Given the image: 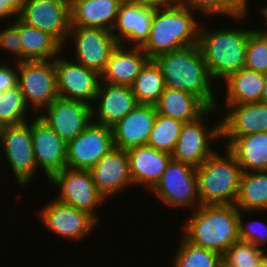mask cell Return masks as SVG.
Listing matches in <instances>:
<instances>
[{
  "label": "cell",
  "mask_w": 267,
  "mask_h": 267,
  "mask_svg": "<svg viewBox=\"0 0 267 267\" xmlns=\"http://www.w3.org/2000/svg\"><path fill=\"white\" fill-rule=\"evenodd\" d=\"M160 115L183 123L197 120L209 107L195 94L166 87L154 104Z\"/></svg>",
  "instance_id": "obj_27"
},
{
  "label": "cell",
  "mask_w": 267,
  "mask_h": 267,
  "mask_svg": "<svg viewBox=\"0 0 267 267\" xmlns=\"http://www.w3.org/2000/svg\"><path fill=\"white\" fill-rule=\"evenodd\" d=\"M155 9L135 0H123L112 29L117 42L124 46L128 41L133 43L132 47H143L150 37Z\"/></svg>",
  "instance_id": "obj_18"
},
{
  "label": "cell",
  "mask_w": 267,
  "mask_h": 267,
  "mask_svg": "<svg viewBox=\"0 0 267 267\" xmlns=\"http://www.w3.org/2000/svg\"><path fill=\"white\" fill-rule=\"evenodd\" d=\"M68 38L74 43V60L99 74L119 45L112 31L102 28L71 26Z\"/></svg>",
  "instance_id": "obj_12"
},
{
  "label": "cell",
  "mask_w": 267,
  "mask_h": 267,
  "mask_svg": "<svg viewBox=\"0 0 267 267\" xmlns=\"http://www.w3.org/2000/svg\"><path fill=\"white\" fill-rule=\"evenodd\" d=\"M217 110L218 108H209L197 120L183 124L179 139L171 153L173 160L197 168L215 152L210 141H215L218 137L221 139V122L208 130L204 119L212 114V111Z\"/></svg>",
  "instance_id": "obj_8"
},
{
  "label": "cell",
  "mask_w": 267,
  "mask_h": 267,
  "mask_svg": "<svg viewBox=\"0 0 267 267\" xmlns=\"http://www.w3.org/2000/svg\"><path fill=\"white\" fill-rule=\"evenodd\" d=\"M130 175L133 184L145 185L151 191L159 182L168 163L172 159L171 154L156 150L148 145L134 147L127 150Z\"/></svg>",
  "instance_id": "obj_24"
},
{
  "label": "cell",
  "mask_w": 267,
  "mask_h": 267,
  "mask_svg": "<svg viewBox=\"0 0 267 267\" xmlns=\"http://www.w3.org/2000/svg\"><path fill=\"white\" fill-rule=\"evenodd\" d=\"M147 7L162 9L173 8L180 5L181 0H135Z\"/></svg>",
  "instance_id": "obj_42"
},
{
  "label": "cell",
  "mask_w": 267,
  "mask_h": 267,
  "mask_svg": "<svg viewBox=\"0 0 267 267\" xmlns=\"http://www.w3.org/2000/svg\"><path fill=\"white\" fill-rule=\"evenodd\" d=\"M259 267H267V254L265 253L261 262H260V265Z\"/></svg>",
  "instance_id": "obj_48"
},
{
  "label": "cell",
  "mask_w": 267,
  "mask_h": 267,
  "mask_svg": "<svg viewBox=\"0 0 267 267\" xmlns=\"http://www.w3.org/2000/svg\"><path fill=\"white\" fill-rule=\"evenodd\" d=\"M179 243L172 267H223L222 255L218 252L195 246L184 237Z\"/></svg>",
  "instance_id": "obj_32"
},
{
  "label": "cell",
  "mask_w": 267,
  "mask_h": 267,
  "mask_svg": "<svg viewBox=\"0 0 267 267\" xmlns=\"http://www.w3.org/2000/svg\"><path fill=\"white\" fill-rule=\"evenodd\" d=\"M38 115L66 143L80 135L92 122V106L81 101L57 97Z\"/></svg>",
  "instance_id": "obj_15"
},
{
  "label": "cell",
  "mask_w": 267,
  "mask_h": 267,
  "mask_svg": "<svg viewBox=\"0 0 267 267\" xmlns=\"http://www.w3.org/2000/svg\"><path fill=\"white\" fill-rule=\"evenodd\" d=\"M49 182L60 190L57 200L91 215L97 222L96 208L105 202L90 170L63 168Z\"/></svg>",
  "instance_id": "obj_7"
},
{
  "label": "cell",
  "mask_w": 267,
  "mask_h": 267,
  "mask_svg": "<svg viewBox=\"0 0 267 267\" xmlns=\"http://www.w3.org/2000/svg\"><path fill=\"white\" fill-rule=\"evenodd\" d=\"M15 16L18 15L8 6L7 3L0 0V21L5 20L6 18L9 19V17L15 18Z\"/></svg>",
  "instance_id": "obj_43"
},
{
  "label": "cell",
  "mask_w": 267,
  "mask_h": 267,
  "mask_svg": "<svg viewBox=\"0 0 267 267\" xmlns=\"http://www.w3.org/2000/svg\"><path fill=\"white\" fill-rule=\"evenodd\" d=\"M17 86L32 113L44 111L58 97L54 60L18 62Z\"/></svg>",
  "instance_id": "obj_6"
},
{
  "label": "cell",
  "mask_w": 267,
  "mask_h": 267,
  "mask_svg": "<svg viewBox=\"0 0 267 267\" xmlns=\"http://www.w3.org/2000/svg\"><path fill=\"white\" fill-rule=\"evenodd\" d=\"M253 31L237 27L214 31L199 28L197 45L213 81L226 80L245 67L248 39Z\"/></svg>",
  "instance_id": "obj_3"
},
{
  "label": "cell",
  "mask_w": 267,
  "mask_h": 267,
  "mask_svg": "<svg viewBox=\"0 0 267 267\" xmlns=\"http://www.w3.org/2000/svg\"><path fill=\"white\" fill-rule=\"evenodd\" d=\"M226 108H224L226 113L220 121L221 136H245L267 132L266 103H244L226 106Z\"/></svg>",
  "instance_id": "obj_22"
},
{
  "label": "cell",
  "mask_w": 267,
  "mask_h": 267,
  "mask_svg": "<svg viewBox=\"0 0 267 267\" xmlns=\"http://www.w3.org/2000/svg\"><path fill=\"white\" fill-rule=\"evenodd\" d=\"M249 0H223V15L242 20L246 17ZM243 17V18H242Z\"/></svg>",
  "instance_id": "obj_41"
},
{
  "label": "cell",
  "mask_w": 267,
  "mask_h": 267,
  "mask_svg": "<svg viewBox=\"0 0 267 267\" xmlns=\"http://www.w3.org/2000/svg\"><path fill=\"white\" fill-rule=\"evenodd\" d=\"M153 104H139L112 128L114 147L129 150L147 145L156 119Z\"/></svg>",
  "instance_id": "obj_21"
},
{
  "label": "cell",
  "mask_w": 267,
  "mask_h": 267,
  "mask_svg": "<svg viewBox=\"0 0 267 267\" xmlns=\"http://www.w3.org/2000/svg\"><path fill=\"white\" fill-rule=\"evenodd\" d=\"M151 191L170 208L171 206L174 208L190 206L191 208L195 205V210L201 205L196 168L173 159L170 160L161 179Z\"/></svg>",
  "instance_id": "obj_9"
},
{
  "label": "cell",
  "mask_w": 267,
  "mask_h": 267,
  "mask_svg": "<svg viewBox=\"0 0 267 267\" xmlns=\"http://www.w3.org/2000/svg\"><path fill=\"white\" fill-rule=\"evenodd\" d=\"M21 61L54 60L62 53V46L52 35L22 22L18 18Z\"/></svg>",
  "instance_id": "obj_28"
},
{
  "label": "cell",
  "mask_w": 267,
  "mask_h": 267,
  "mask_svg": "<svg viewBox=\"0 0 267 267\" xmlns=\"http://www.w3.org/2000/svg\"><path fill=\"white\" fill-rule=\"evenodd\" d=\"M241 212L242 211L239 210L238 213L239 240L243 242L252 243L253 245L258 247H261L266 244L265 242H267V225L264 224V222H259L256 220L247 222L246 224L243 222V214H241Z\"/></svg>",
  "instance_id": "obj_37"
},
{
  "label": "cell",
  "mask_w": 267,
  "mask_h": 267,
  "mask_svg": "<svg viewBox=\"0 0 267 267\" xmlns=\"http://www.w3.org/2000/svg\"><path fill=\"white\" fill-rule=\"evenodd\" d=\"M265 74L242 68L225 81L226 106L261 102Z\"/></svg>",
  "instance_id": "obj_29"
},
{
  "label": "cell",
  "mask_w": 267,
  "mask_h": 267,
  "mask_svg": "<svg viewBox=\"0 0 267 267\" xmlns=\"http://www.w3.org/2000/svg\"><path fill=\"white\" fill-rule=\"evenodd\" d=\"M234 205L244 212H267V171L242 172Z\"/></svg>",
  "instance_id": "obj_30"
},
{
  "label": "cell",
  "mask_w": 267,
  "mask_h": 267,
  "mask_svg": "<svg viewBox=\"0 0 267 267\" xmlns=\"http://www.w3.org/2000/svg\"><path fill=\"white\" fill-rule=\"evenodd\" d=\"M54 63L58 96L92 106L97 95L100 74L74 60L70 62L61 54L54 59Z\"/></svg>",
  "instance_id": "obj_11"
},
{
  "label": "cell",
  "mask_w": 267,
  "mask_h": 267,
  "mask_svg": "<svg viewBox=\"0 0 267 267\" xmlns=\"http://www.w3.org/2000/svg\"><path fill=\"white\" fill-rule=\"evenodd\" d=\"M103 84V82L99 83L95 98V102H98L99 105L97 107L92 106V121L100 125L113 127L140 103L137 101L131 86ZM94 118L97 119L94 120Z\"/></svg>",
  "instance_id": "obj_19"
},
{
  "label": "cell",
  "mask_w": 267,
  "mask_h": 267,
  "mask_svg": "<svg viewBox=\"0 0 267 267\" xmlns=\"http://www.w3.org/2000/svg\"><path fill=\"white\" fill-rule=\"evenodd\" d=\"M122 2L123 0H70V25L112 31Z\"/></svg>",
  "instance_id": "obj_25"
},
{
  "label": "cell",
  "mask_w": 267,
  "mask_h": 267,
  "mask_svg": "<svg viewBox=\"0 0 267 267\" xmlns=\"http://www.w3.org/2000/svg\"><path fill=\"white\" fill-rule=\"evenodd\" d=\"M183 124L180 120L157 113L147 145L171 154L179 139Z\"/></svg>",
  "instance_id": "obj_33"
},
{
  "label": "cell",
  "mask_w": 267,
  "mask_h": 267,
  "mask_svg": "<svg viewBox=\"0 0 267 267\" xmlns=\"http://www.w3.org/2000/svg\"><path fill=\"white\" fill-rule=\"evenodd\" d=\"M12 24L4 29H0V48L7 53L11 52L16 62L21 61V43L18 33V17ZM18 58V59H17Z\"/></svg>",
  "instance_id": "obj_38"
},
{
  "label": "cell",
  "mask_w": 267,
  "mask_h": 267,
  "mask_svg": "<svg viewBox=\"0 0 267 267\" xmlns=\"http://www.w3.org/2000/svg\"><path fill=\"white\" fill-rule=\"evenodd\" d=\"M55 198L39 211L43 224L54 234H59V237L75 242L86 238L98 224L97 221L88 213Z\"/></svg>",
  "instance_id": "obj_16"
},
{
  "label": "cell",
  "mask_w": 267,
  "mask_h": 267,
  "mask_svg": "<svg viewBox=\"0 0 267 267\" xmlns=\"http://www.w3.org/2000/svg\"><path fill=\"white\" fill-rule=\"evenodd\" d=\"M245 68L267 73V34L263 30L254 29L249 35Z\"/></svg>",
  "instance_id": "obj_36"
},
{
  "label": "cell",
  "mask_w": 267,
  "mask_h": 267,
  "mask_svg": "<svg viewBox=\"0 0 267 267\" xmlns=\"http://www.w3.org/2000/svg\"><path fill=\"white\" fill-rule=\"evenodd\" d=\"M18 18L52 35L62 46L70 32V0H23Z\"/></svg>",
  "instance_id": "obj_10"
},
{
  "label": "cell",
  "mask_w": 267,
  "mask_h": 267,
  "mask_svg": "<svg viewBox=\"0 0 267 267\" xmlns=\"http://www.w3.org/2000/svg\"><path fill=\"white\" fill-rule=\"evenodd\" d=\"M8 4V6L18 15L21 11L23 0H1Z\"/></svg>",
  "instance_id": "obj_44"
},
{
  "label": "cell",
  "mask_w": 267,
  "mask_h": 267,
  "mask_svg": "<svg viewBox=\"0 0 267 267\" xmlns=\"http://www.w3.org/2000/svg\"><path fill=\"white\" fill-rule=\"evenodd\" d=\"M264 254L261 247L239 240L222 255L223 267H259Z\"/></svg>",
  "instance_id": "obj_34"
},
{
  "label": "cell",
  "mask_w": 267,
  "mask_h": 267,
  "mask_svg": "<svg viewBox=\"0 0 267 267\" xmlns=\"http://www.w3.org/2000/svg\"><path fill=\"white\" fill-rule=\"evenodd\" d=\"M17 184L26 186L38 169L33 151L31 124L28 121L8 125L0 143Z\"/></svg>",
  "instance_id": "obj_13"
},
{
  "label": "cell",
  "mask_w": 267,
  "mask_h": 267,
  "mask_svg": "<svg viewBox=\"0 0 267 267\" xmlns=\"http://www.w3.org/2000/svg\"><path fill=\"white\" fill-rule=\"evenodd\" d=\"M261 102L267 104V73L265 74L264 87H263V94L261 97Z\"/></svg>",
  "instance_id": "obj_45"
},
{
  "label": "cell",
  "mask_w": 267,
  "mask_h": 267,
  "mask_svg": "<svg viewBox=\"0 0 267 267\" xmlns=\"http://www.w3.org/2000/svg\"><path fill=\"white\" fill-rule=\"evenodd\" d=\"M180 5L192 11L197 9L202 14L205 13V16L223 15V0H181Z\"/></svg>",
  "instance_id": "obj_39"
},
{
  "label": "cell",
  "mask_w": 267,
  "mask_h": 267,
  "mask_svg": "<svg viewBox=\"0 0 267 267\" xmlns=\"http://www.w3.org/2000/svg\"><path fill=\"white\" fill-rule=\"evenodd\" d=\"M192 211L183 226L188 242L223 255L239 241V209L234 204L200 205Z\"/></svg>",
  "instance_id": "obj_2"
},
{
  "label": "cell",
  "mask_w": 267,
  "mask_h": 267,
  "mask_svg": "<svg viewBox=\"0 0 267 267\" xmlns=\"http://www.w3.org/2000/svg\"><path fill=\"white\" fill-rule=\"evenodd\" d=\"M118 45L111 53L105 69L100 74V82L131 86L140 70L150 60L142 47ZM131 47V48H130Z\"/></svg>",
  "instance_id": "obj_23"
},
{
  "label": "cell",
  "mask_w": 267,
  "mask_h": 267,
  "mask_svg": "<svg viewBox=\"0 0 267 267\" xmlns=\"http://www.w3.org/2000/svg\"><path fill=\"white\" fill-rule=\"evenodd\" d=\"M31 122V136L37 168L48 180L66 167L67 143L38 115Z\"/></svg>",
  "instance_id": "obj_17"
},
{
  "label": "cell",
  "mask_w": 267,
  "mask_h": 267,
  "mask_svg": "<svg viewBox=\"0 0 267 267\" xmlns=\"http://www.w3.org/2000/svg\"><path fill=\"white\" fill-rule=\"evenodd\" d=\"M27 108L24 96L18 86L0 94V120L8 125L27 121L25 117Z\"/></svg>",
  "instance_id": "obj_35"
},
{
  "label": "cell",
  "mask_w": 267,
  "mask_h": 267,
  "mask_svg": "<svg viewBox=\"0 0 267 267\" xmlns=\"http://www.w3.org/2000/svg\"><path fill=\"white\" fill-rule=\"evenodd\" d=\"M199 26L190 8L179 5L155 9L150 37L142 49L154 59L162 53L197 45Z\"/></svg>",
  "instance_id": "obj_4"
},
{
  "label": "cell",
  "mask_w": 267,
  "mask_h": 267,
  "mask_svg": "<svg viewBox=\"0 0 267 267\" xmlns=\"http://www.w3.org/2000/svg\"><path fill=\"white\" fill-rule=\"evenodd\" d=\"M165 86L198 96L209 108H220L212 90L213 82L198 45L157 55Z\"/></svg>",
  "instance_id": "obj_1"
},
{
  "label": "cell",
  "mask_w": 267,
  "mask_h": 267,
  "mask_svg": "<svg viewBox=\"0 0 267 267\" xmlns=\"http://www.w3.org/2000/svg\"><path fill=\"white\" fill-rule=\"evenodd\" d=\"M225 149V155L215 151L196 168L201 205L234 204L237 199L242 169L235 156Z\"/></svg>",
  "instance_id": "obj_5"
},
{
  "label": "cell",
  "mask_w": 267,
  "mask_h": 267,
  "mask_svg": "<svg viewBox=\"0 0 267 267\" xmlns=\"http://www.w3.org/2000/svg\"><path fill=\"white\" fill-rule=\"evenodd\" d=\"M260 11H261V14L264 16V19L266 20V23H267V6L262 7ZM263 31L267 34V29Z\"/></svg>",
  "instance_id": "obj_47"
},
{
  "label": "cell",
  "mask_w": 267,
  "mask_h": 267,
  "mask_svg": "<svg viewBox=\"0 0 267 267\" xmlns=\"http://www.w3.org/2000/svg\"><path fill=\"white\" fill-rule=\"evenodd\" d=\"M140 104H155L165 90V82L160 67L150 59L131 85Z\"/></svg>",
  "instance_id": "obj_31"
},
{
  "label": "cell",
  "mask_w": 267,
  "mask_h": 267,
  "mask_svg": "<svg viewBox=\"0 0 267 267\" xmlns=\"http://www.w3.org/2000/svg\"><path fill=\"white\" fill-rule=\"evenodd\" d=\"M97 190L107 198L125 190L129 185H134L129 167L126 150L113 147L90 170Z\"/></svg>",
  "instance_id": "obj_20"
},
{
  "label": "cell",
  "mask_w": 267,
  "mask_h": 267,
  "mask_svg": "<svg viewBox=\"0 0 267 267\" xmlns=\"http://www.w3.org/2000/svg\"><path fill=\"white\" fill-rule=\"evenodd\" d=\"M7 126H8L7 123H5L4 121L0 120V143H1L2 139H3V136L5 135Z\"/></svg>",
  "instance_id": "obj_46"
},
{
  "label": "cell",
  "mask_w": 267,
  "mask_h": 267,
  "mask_svg": "<svg viewBox=\"0 0 267 267\" xmlns=\"http://www.w3.org/2000/svg\"><path fill=\"white\" fill-rule=\"evenodd\" d=\"M14 62V68H12L11 66L9 67L8 64H0V94L6 90L13 89L17 86L18 62L13 61V63Z\"/></svg>",
  "instance_id": "obj_40"
},
{
  "label": "cell",
  "mask_w": 267,
  "mask_h": 267,
  "mask_svg": "<svg viewBox=\"0 0 267 267\" xmlns=\"http://www.w3.org/2000/svg\"><path fill=\"white\" fill-rule=\"evenodd\" d=\"M114 147L112 128L94 123L67 143L66 167L91 170Z\"/></svg>",
  "instance_id": "obj_14"
},
{
  "label": "cell",
  "mask_w": 267,
  "mask_h": 267,
  "mask_svg": "<svg viewBox=\"0 0 267 267\" xmlns=\"http://www.w3.org/2000/svg\"><path fill=\"white\" fill-rule=\"evenodd\" d=\"M226 138L227 149L235 156L242 172L267 171V132Z\"/></svg>",
  "instance_id": "obj_26"
}]
</instances>
